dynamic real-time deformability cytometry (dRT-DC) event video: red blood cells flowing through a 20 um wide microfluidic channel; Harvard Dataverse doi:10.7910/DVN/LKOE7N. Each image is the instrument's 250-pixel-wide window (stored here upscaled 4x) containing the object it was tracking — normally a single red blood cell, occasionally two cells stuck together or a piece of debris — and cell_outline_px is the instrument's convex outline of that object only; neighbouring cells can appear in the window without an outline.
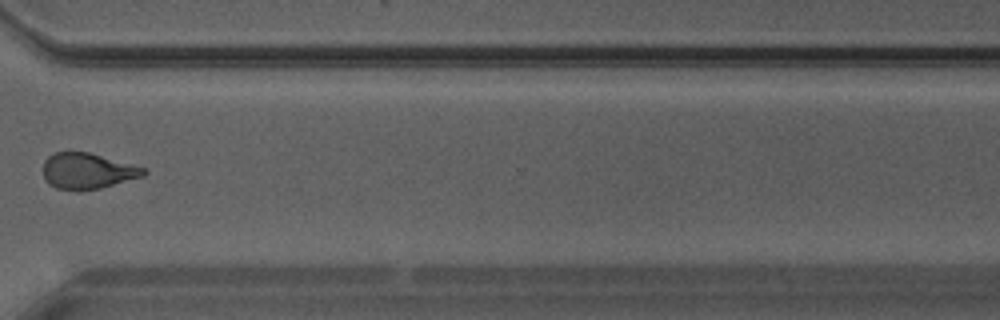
{"species": "Egyptian fruit bat (a non-hibernating species)", "species_latin": "Rousettus aegyptiacus", "temperature_condition": "warm", "stored_images_in_passage": 28, "camera_frame_rate_fps": 3000, "um_per_image_px": 0.085, "animal": {"sex": "male"}, "frame": {"image": 1, "passage_image": 20, "time_ms": 6.333, "image_size_px": [1000, 320], "cell_outline_px": [[148, 172], [144, 176], [100, 188], [56, 188], [48, 184], [44, 176], [44, 160], [48, 156], [56, 152], [88, 152], [144, 168]], "centroid_in_image_um": [7.43, 14.51], "position_along_channel_um": 363.2, "area_um2": 20.35}}